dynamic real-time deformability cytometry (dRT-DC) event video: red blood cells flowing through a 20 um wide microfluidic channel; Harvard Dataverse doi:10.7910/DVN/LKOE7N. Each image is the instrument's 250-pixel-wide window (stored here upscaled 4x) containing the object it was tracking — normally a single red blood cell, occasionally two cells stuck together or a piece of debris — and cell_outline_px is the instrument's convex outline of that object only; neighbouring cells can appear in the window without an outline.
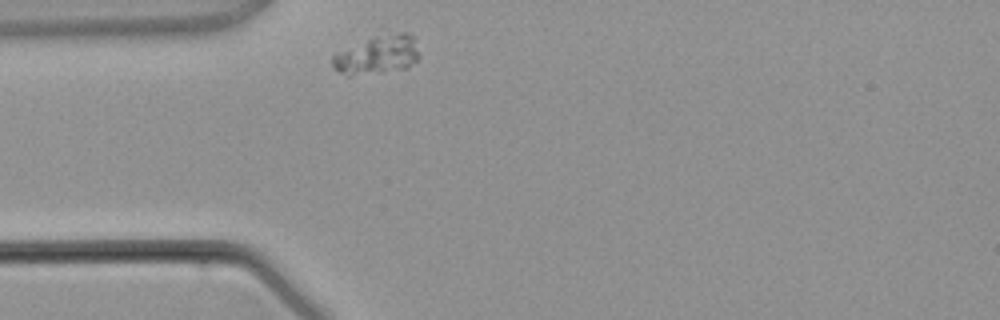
{"species": "common noctule bat (a hibernating species)", "species_latin": "Nyctalus noctula", "temperature_condition": "warm", "stored_images_in_passage": 1, "camera_frame_rate_fps": 3000, "um_per_image_px": 0.085, "animal": {"sex": "male", "body_mass_g": 21.5, "forearm_length_mm": 52.0}, "frame": {"image": 1, "passage_image": 1, "time_ms": 0.0, "image_size_px": [1000, 320], "cell_outline_px": [[420, 56], [408, 68], [348, 76], [340, 72], [332, 64], [332, 56], [372, 36], [400, 32], [408, 32], [416, 36]], "centroid_in_image_um": [32.17, 4.64], "position_along_channel_um": 52.8, "area_um2": 19.48}}